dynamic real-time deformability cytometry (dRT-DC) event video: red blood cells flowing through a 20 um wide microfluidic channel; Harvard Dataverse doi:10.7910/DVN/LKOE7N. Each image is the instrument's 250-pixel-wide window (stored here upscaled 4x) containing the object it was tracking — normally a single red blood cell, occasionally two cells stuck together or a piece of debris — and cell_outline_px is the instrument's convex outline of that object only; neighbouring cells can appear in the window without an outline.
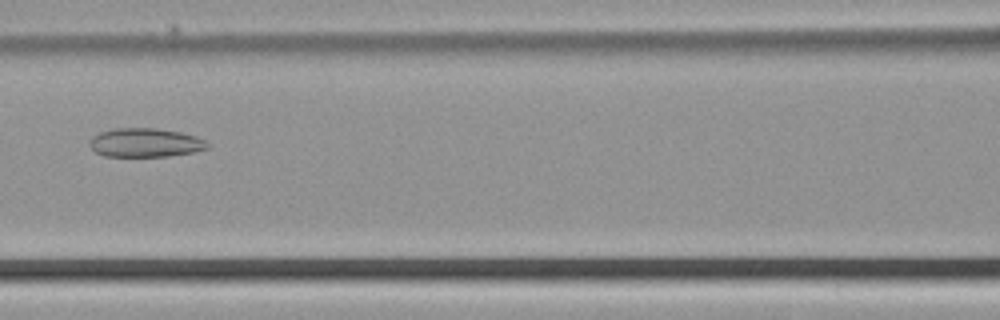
{"species": "common noctule bat (a hibernating species)", "species_latin": "Nyctalus noctula", "temperature_condition": "cold", "stored_images_in_passage": 41, "camera_frame_rate_fps": 3000, "um_per_image_px": 0.085, "animal": {"sex": "male", "body_mass_g": 21.5, "forearm_length_mm": 52.0}, "frame": {"image": 1, "passage_image": 14, "time_ms": 4.333, "image_size_px": [1000, 320], "cell_outline_px": [[208, 148], [192, 152], [168, 156], [104, 156], [96, 152], [88, 144], [92, 136], [100, 132], [112, 128], [156, 128], [180, 132], [196, 136], [204, 140], [208, 144]], "centroid_in_image_um": [12.31, 12.12], "position_along_channel_um": 154.3, "area_um2": 19.77}}
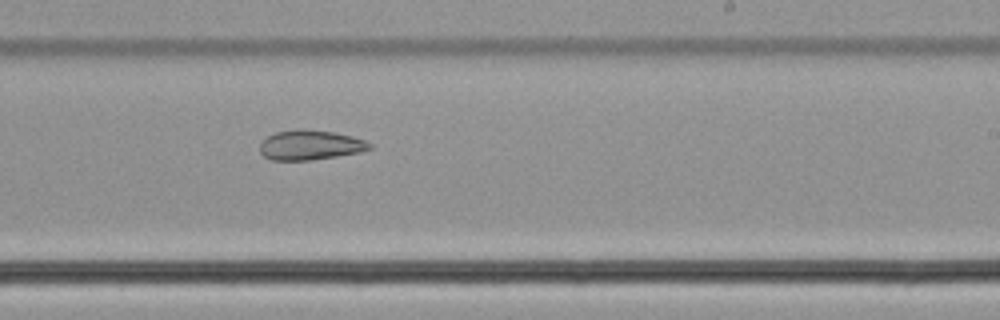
{"frame": {"image": 2, "passage_image": 22, "time_ms": 7.0, "image_size_px": [1000, 320], "cell_outline_px": [[372, 148], [360, 152], [312, 160], [272, 160], [264, 156], [260, 152], [260, 144], [268, 136], [276, 132], [296, 128], [304, 128], [332, 132], [352, 136], [364, 140], [372, 144]], "centroid_in_image_um": [26.36, 12.32], "position_along_channel_um": 262.6, "area_um2": 19.07}}
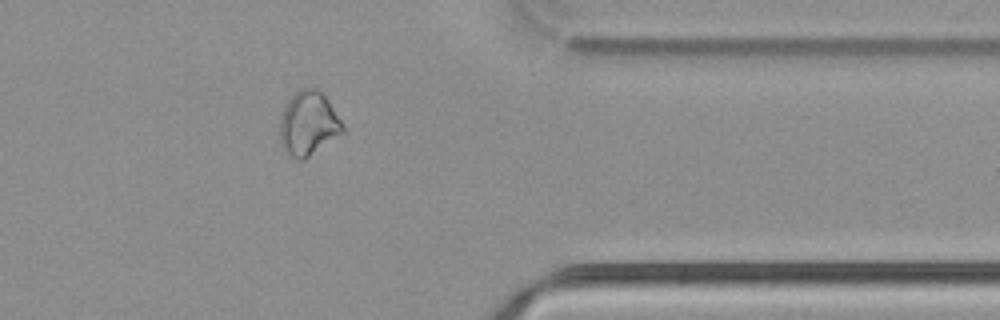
{"frame": {"image": 3, "passage_image": 32, "time_ms": 10.333, "image_size_px": [1000, 320], "cell_outline_px": [[344, 132], [304, 160], [296, 160], [284, 152], [280, 140], [280, 120], [284, 104], [300, 88], [320, 88], [344, 124]], "centroid_in_image_um": [26.21, 10.5], "position_along_channel_um": 385.2, "area_um2": 23.76}}